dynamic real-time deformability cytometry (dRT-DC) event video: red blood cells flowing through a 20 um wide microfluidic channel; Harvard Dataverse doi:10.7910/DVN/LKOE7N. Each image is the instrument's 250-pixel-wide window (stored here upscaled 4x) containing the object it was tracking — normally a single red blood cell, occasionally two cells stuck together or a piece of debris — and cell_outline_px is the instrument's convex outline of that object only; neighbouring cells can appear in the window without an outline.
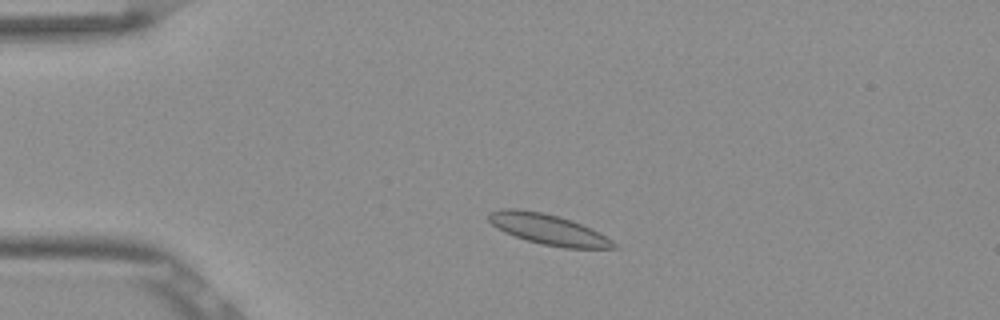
{"species": "Egyptian fruit bat (a non-hibernating species)", "species_latin": "Rousettus aegyptiacus", "temperature_condition": "room temperature", "stored_images_in_passage": 48, "camera_frame_rate_fps": 3000, "um_per_image_px": 0.085, "frame": {"image": 1, "passage_image": 7, "time_ms": 2.0, "image_size_px": [1000, 320], "cell_outline_px": [[620, 248], [564, 248], [544, 244], [528, 240], [504, 232], [496, 228], [488, 220], [488, 212], [500, 208], [516, 208], [544, 212], [560, 216], [572, 220], [600, 232], [612, 240]], "centroid_in_image_um": [46.59, 19.47], "position_along_channel_um": 38.4, "area_um2": 22.37}}
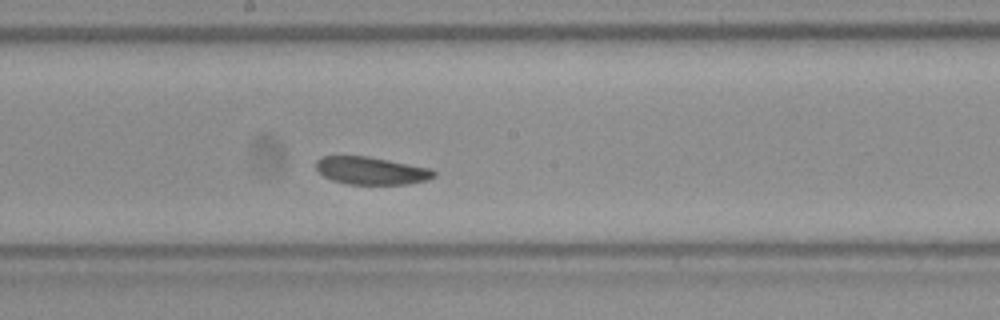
{"frame": {"image": 2, "passage_image": 24, "time_ms": 7.667, "image_size_px": [1000, 320], "cell_outline_px": [[436, 176], [428, 180], [408, 184], [348, 184], [332, 180], [324, 176], [316, 168], [316, 160], [324, 156], [368, 156], [432, 168], [436, 172]], "centroid_in_image_um": [31.6, 14.51], "position_along_channel_um": 216.6, "area_um2": 19.07}}
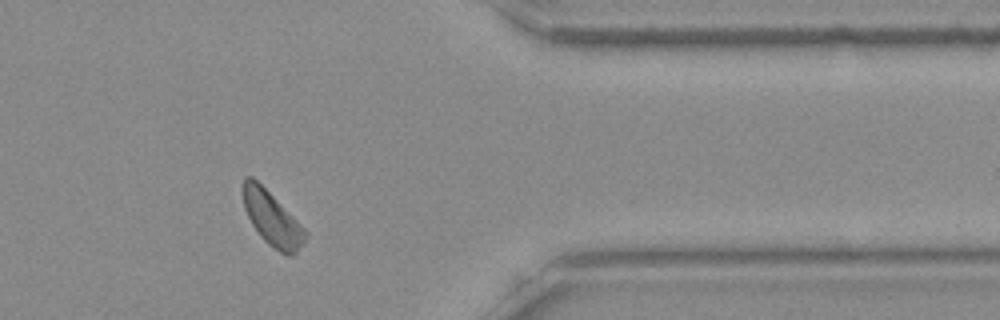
{"frame": {"image": 3, "passage_image": 39, "time_ms": 12.667, "image_size_px": [1000, 320], "cell_outline_px": [[308, 232], [304, 244], [292, 256], [284, 256], [272, 248], [260, 236], [252, 224], [244, 208], [244, 176], [252, 176]], "centroid_in_image_um": [23.15, 18.66], "position_along_channel_um": 388.3, "area_um2": 19.25}, "authors_computed_cell_mechanics": {"area_um2": 19.8254, "velocity_mm_per_s": 3.7849, "shape_relaxation_time_tau1_ms": 10.8464, "shape_relaxation_time_tau2_ms": null, "deformation_change_tau1": 0.0868, "deformation_change_tau2": null}}